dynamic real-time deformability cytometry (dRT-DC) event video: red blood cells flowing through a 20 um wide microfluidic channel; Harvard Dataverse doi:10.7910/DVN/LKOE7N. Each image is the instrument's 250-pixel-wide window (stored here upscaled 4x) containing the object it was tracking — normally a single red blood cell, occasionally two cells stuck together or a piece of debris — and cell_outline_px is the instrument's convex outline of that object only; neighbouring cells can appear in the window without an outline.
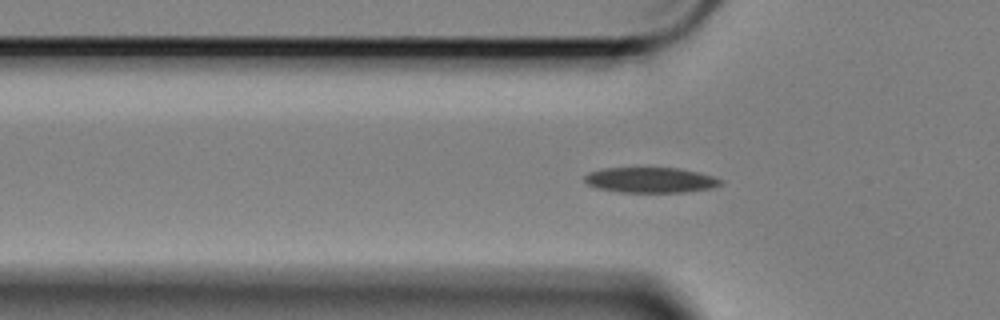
{"species": "Egyptian fruit bat (a non-hibernating species)", "species_latin": "Rousettus aegyptiacus", "temperature_condition": "cold", "stored_images_in_passage": 59, "camera_frame_rate_fps": 3000, "um_per_image_px": 0.085, "animal": {"sex": "female"}, "frame": {"image": 1, "passage_image": 18, "time_ms": 5.667, "image_size_px": [1000, 320], "cell_outline_px": [[724, 184], [712, 188], [684, 192], [620, 192], [596, 188], [588, 184], [584, 180], [584, 176], [588, 172], [604, 168], [680, 168], [700, 172], [724, 180]], "centroid_in_image_um": [55.32, 15.3], "position_along_channel_um": 70.5, "area_um2": 20.29}}
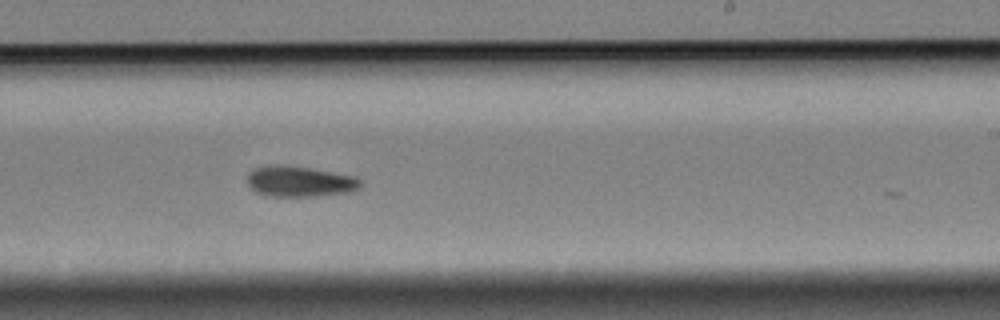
{"frame": {"image": 2, "passage_image": 35, "time_ms": 11.333, "image_size_px": [1000, 320], "cell_outline_px": [[360, 188], [348, 192], [316, 196], [268, 196], [256, 192], [248, 184], [248, 172], [256, 168], [272, 164], [280, 164], [308, 168], [356, 176], [360, 180]], "centroid_in_image_um": [25.46, 15.42], "position_along_channel_um": 263.5, "area_um2": 20.11}}
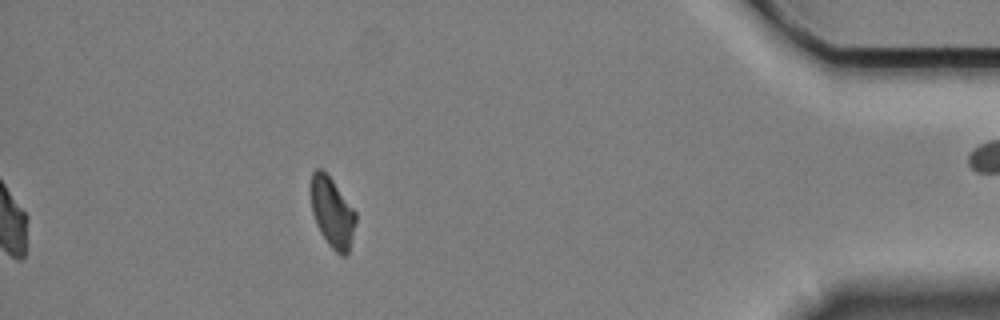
{"frame": {"image": 3, "passage_image": 52, "time_ms": 17.0, "image_size_px": [1000, 320], "cell_outline_px": [[356, 220], [348, 252], [344, 256], [340, 256], [328, 244], [320, 232], [316, 224], [312, 212], [312, 172], [316, 168], [324, 168], [356, 212]], "centroid_in_image_um": [28.24, 18.04], "position_along_channel_um": 407.0, "area_um2": 18.15}, "authors_computed_cell_mechanics": {"area_um2": 19.8254, "velocity_mm_per_s": 3.3995, "shape_relaxation_time_tau1_ms": 4.8641, "shape_relaxation_time_tau2_ms": 5.2832, "deformation_change_tau1": 0.0999, "deformation_change_tau2": 0.0914}}